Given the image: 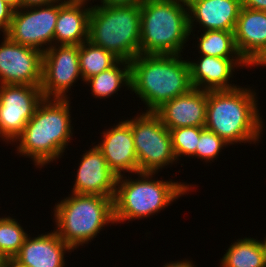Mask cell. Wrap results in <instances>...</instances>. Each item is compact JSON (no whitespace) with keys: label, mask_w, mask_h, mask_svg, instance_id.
I'll use <instances>...</instances> for the list:
<instances>
[{"label":"cell","mask_w":266,"mask_h":267,"mask_svg":"<svg viewBox=\"0 0 266 267\" xmlns=\"http://www.w3.org/2000/svg\"><path fill=\"white\" fill-rule=\"evenodd\" d=\"M69 108L68 98H44L14 140L15 143L19 141L17 153L31 157L37 168L59 159L73 136Z\"/></svg>","instance_id":"cell-1"},{"label":"cell","mask_w":266,"mask_h":267,"mask_svg":"<svg viewBox=\"0 0 266 267\" xmlns=\"http://www.w3.org/2000/svg\"><path fill=\"white\" fill-rule=\"evenodd\" d=\"M256 92L238 86L231 90L207 91L205 128L230 145L260 141L263 121Z\"/></svg>","instance_id":"cell-2"},{"label":"cell","mask_w":266,"mask_h":267,"mask_svg":"<svg viewBox=\"0 0 266 267\" xmlns=\"http://www.w3.org/2000/svg\"><path fill=\"white\" fill-rule=\"evenodd\" d=\"M181 56L139 54L130 61V90L144 102L146 112H155L165 102L193 88L189 63Z\"/></svg>","instance_id":"cell-3"},{"label":"cell","mask_w":266,"mask_h":267,"mask_svg":"<svg viewBox=\"0 0 266 267\" xmlns=\"http://www.w3.org/2000/svg\"><path fill=\"white\" fill-rule=\"evenodd\" d=\"M140 54L179 55L190 36L187 3L145 0L140 5Z\"/></svg>","instance_id":"cell-4"},{"label":"cell","mask_w":266,"mask_h":267,"mask_svg":"<svg viewBox=\"0 0 266 267\" xmlns=\"http://www.w3.org/2000/svg\"><path fill=\"white\" fill-rule=\"evenodd\" d=\"M139 178L117 177L113 199L114 222L150 217L192 190V185L151 179L157 173L138 172Z\"/></svg>","instance_id":"cell-5"},{"label":"cell","mask_w":266,"mask_h":267,"mask_svg":"<svg viewBox=\"0 0 266 267\" xmlns=\"http://www.w3.org/2000/svg\"><path fill=\"white\" fill-rule=\"evenodd\" d=\"M54 220L55 232L74 250L88 244L108 223H115L113 198L72 193L55 205Z\"/></svg>","instance_id":"cell-6"},{"label":"cell","mask_w":266,"mask_h":267,"mask_svg":"<svg viewBox=\"0 0 266 267\" xmlns=\"http://www.w3.org/2000/svg\"><path fill=\"white\" fill-rule=\"evenodd\" d=\"M140 5H93L89 16L88 41L132 61L140 54Z\"/></svg>","instance_id":"cell-7"},{"label":"cell","mask_w":266,"mask_h":267,"mask_svg":"<svg viewBox=\"0 0 266 267\" xmlns=\"http://www.w3.org/2000/svg\"><path fill=\"white\" fill-rule=\"evenodd\" d=\"M132 130L138 161V172L157 173L176 163L170 130L155 112H144L126 120Z\"/></svg>","instance_id":"cell-8"},{"label":"cell","mask_w":266,"mask_h":267,"mask_svg":"<svg viewBox=\"0 0 266 267\" xmlns=\"http://www.w3.org/2000/svg\"><path fill=\"white\" fill-rule=\"evenodd\" d=\"M58 14L59 1L47 5L19 8L14 10L10 28L5 35L15 43L44 53L54 45Z\"/></svg>","instance_id":"cell-9"},{"label":"cell","mask_w":266,"mask_h":267,"mask_svg":"<svg viewBox=\"0 0 266 267\" xmlns=\"http://www.w3.org/2000/svg\"><path fill=\"white\" fill-rule=\"evenodd\" d=\"M43 99L40 86L0 85V138L14 143Z\"/></svg>","instance_id":"cell-10"},{"label":"cell","mask_w":266,"mask_h":267,"mask_svg":"<svg viewBox=\"0 0 266 267\" xmlns=\"http://www.w3.org/2000/svg\"><path fill=\"white\" fill-rule=\"evenodd\" d=\"M82 79L78 45H53L43 53L41 91L44 98H69L67 92Z\"/></svg>","instance_id":"cell-11"},{"label":"cell","mask_w":266,"mask_h":267,"mask_svg":"<svg viewBox=\"0 0 266 267\" xmlns=\"http://www.w3.org/2000/svg\"><path fill=\"white\" fill-rule=\"evenodd\" d=\"M3 36L0 45V85L40 86L43 53Z\"/></svg>","instance_id":"cell-12"},{"label":"cell","mask_w":266,"mask_h":267,"mask_svg":"<svg viewBox=\"0 0 266 267\" xmlns=\"http://www.w3.org/2000/svg\"><path fill=\"white\" fill-rule=\"evenodd\" d=\"M71 193L102 195L114 199L117 176L110 170L97 146L82 155Z\"/></svg>","instance_id":"cell-13"},{"label":"cell","mask_w":266,"mask_h":267,"mask_svg":"<svg viewBox=\"0 0 266 267\" xmlns=\"http://www.w3.org/2000/svg\"><path fill=\"white\" fill-rule=\"evenodd\" d=\"M103 138L96 146L103 153L110 170L117 176L125 172L138 173V161L130 124L120 121L102 132Z\"/></svg>","instance_id":"cell-14"},{"label":"cell","mask_w":266,"mask_h":267,"mask_svg":"<svg viewBox=\"0 0 266 267\" xmlns=\"http://www.w3.org/2000/svg\"><path fill=\"white\" fill-rule=\"evenodd\" d=\"M234 41L238 53L251 68L266 52V11L242 6Z\"/></svg>","instance_id":"cell-15"},{"label":"cell","mask_w":266,"mask_h":267,"mask_svg":"<svg viewBox=\"0 0 266 267\" xmlns=\"http://www.w3.org/2000/svg\"><path fill=\"white\" fill-rule=\"evenodd\" d=\"M155 113L169 129L205 127L207 91L192 88L188 93L165 102Z\"/></svg>","instance_id":"cell-16"},{"label":"cell","mask_w":266,"mask_h":267,"mask_svg":"<svg viewBox=\"0 0 266 267\" xmlns=\"http://www.w3.org/2000/svg\"><path fill=\"white\" fill-rule=\"evenodd\" d=\"M189 30L194 22L204 27L202 31H233L242 7L241 0H190L187 2ZM196 20V21H195Z\"/></svg>","instance_id":"cell-17"},{"label":"cell","mask_w":266,"mask_h":267,"mask_svg":"<svg viewBox=\"0 0 266 267\" xmlns=\"http://www.w3.org/2000/svg\"><path fill=\"white\" fill-rule=\"evenodd\" d=\"M196 62L188 61L190 80L193 88L204 91L231 90L238 86L229 81L234 68L245 67L248 64L244 59H226L200 55Z\"/></svg>","instance_id":"cell-18"},{"label":"cell","mask_w":266,"mask_h":267,"mask_svg":"<svg viewBox=\"0 0 266 267\" xmlns=\"http://www.w3.org/2000/svg\"><path fill=\"white\" fill-rule=\"evenodd\" d=\"M72 250L54 230L34 238L28 235L14 259L25 267H65L64 254Z\"/></svg>","instance_id":"cell-19"},{"label":"cell","mask_w":266,"mask_h":267,"mask_svg":"<svg viewBox=\"0 0 266 267\" xmlns=\"http://www.w3.org/2000/svg\"><path fill=\"white\" fill-rule=\"evenodd\" d=\"M87 2L89 0H64V2L59 0L54 45L60 43L59 45L79 46L88 40L89 16L92 6L88 7Z\"/></svg>","instance_id":"cell-20"},{"label":"cell","mask_w":266,"mask_h":267,"mask_svg":"<svg viewBox=\"0 0 266 267\" xmlns=\"http://www.w3.org/2000/svg\"><path fill=\"white\" fill-rule=\"evenodd\" d=\"M220 267H266L262 240L241 238L233 242L223 255Z\"/></svg>","instance_id":"cell-21"},{"label":"cell","mask_w":266,"mask_h":267,"mask_svg":"<svg viewBox=\"0 0 266 267\" xmlns=\"http://www.w3.org/2000/svg\"><path fill=\"white\" fill-rule=\"evenodd\" d=\"M85 82L87 85H91L92 95L100 99L110 97L118 92L123 85L131 89L130 61L119 59L112 67Z\"/></svg>","instance_id":"cell-22"},{"label":"cell","mask_w":266,"mask_h":267,"mask_svg":"<svg viewBox=\"0 0 266 267\" xmlns=\"http://www.w3.org/2000/svg\"><path fill=\"white\" fill-rule=\"evenodd\" d=\"M119 58L111 51L85 41L79 45V65L82 75L81 81L100 74L112 67Z\"/></svg>","instance_id":"cell-23"},{"label":"cell","mask_w":266,"mask_h":267,"mask_svg":"<svg viewBox=\"0 0 266 267\" xmlns=\"http://www.w3.org/2000/svg\"><path fill=\"white\" fill-rule=\"evenodd\" d=\"M200 55L226 59H243L237 51L233 31H203L197 37Z\"/></svg>","instance_id":"cell-24"},{"label":"cell","mask_w":266,"mask_h":267,"mask_svg":"<svg viewBox=\"0 0 266 267\" xmlns=\"http://www.w3.org/2000/svg\"><path fill=\"white\" fill-rule=\"evenodd\" d=\"M28 234L14 218H0V260L14 258Z\"/></svg>","instance_id":"cell-25"},{"label":"cell","mask_w":266,"mask_h":267,"mask_svg":"<svg viewBox=\"0 0 266 267\" xmlns=\"http://www.w3.org/2000/svg\"><path fill=\"white\" fill-rule=\"evenodd\" d=\"M203 127H180L170 130L172 139V149L176 160L179 157H195L198 139Z\"/></svg>","instance_id":"cell-26"},{"label":"cell","mask_w":266,"mask_h":267,"mask_svg":"<svg viewBox=\"0 0 266 267\" xmlns=\"http://www.w3.org/2000/svg\"><path fill=\"white\" fill-rule=\"evenodd\" d=\"M228 145L229 144L217 134L203 127L196 147V157L204 161L206 160L205 162H213V160L219 156L218 154L221 152V149Z\"/></svg>","instance_id":"cell-27"},{"label":"cell","mask_w":266,"mask_h":267,"mask_svg":"<svg viewBox=\"0 0 266 267\" xmlns=\"http://www.w3.org/2000/svg\"><path fill=\"white\" fill-rule=\"evenodd\" d=\"M14 9L5 3L3 0H0V31L5 35L12 21Z\"/></svg>","instance_id":"cell-28"},{"label":"cell","mask_w":266,"mask_h":267,"mask_svg":"<svg viewBox=\"0 0 266 267\" xmlns=\"http://www.w3.org/2000/svg\"><path fill=\"white\" fill-rule=\"evenodd\" d=\"M145 0H100V5L105 6H123V5H141Z\"/></svg>","instance_id":"cell-29"},{"label":"cell","mask_w":266,"mask_h":267,"mask_svg":"<svg viewBox=\"0 0 266 267\" xmlns=\"http://www.w3.org/2000/svg\"><path fill=\"white\" fill-rule=\"evenodd\" d=\"M242 6L253 10H266V0H241Z\"/></svg>","instance_id":"cell-30"},{"label":"cell","mask_w":266,"mask_h":267,"mask_svg":"<svg viewBox=\"0 0 266 267\" xmlns=\"http://www.w3.org/2000/svg\"><path fill=\"white\" fill-rule=\"evenodd\" d=\"M59 0H22V7H34L40 5H47Z\"/></svg>","instance_id":"cell-31"},{"label":"cell","mask_w":266,"mask_h":267,"mask_svg":"<svg viewBox=\"0 0 266 267\" xmlns=\"http://www.w3.org/2000/svg\"><path fill=\"white\" fill-rule=\"evenodd\" d=\"M193 262L190 260H182V261H172L169 263H166L163 267H195Z\"/></svg>","instance_id":"cell-32"},{"label":"cell","mask_w":266,"mask_h":267,"mask_svg":"<svg viewBox=\"0 0 266 267\" xmlns=\"http://www.w3.org/2000/svg\"><path fill=\"white\" fill-rule=\"evenodd\" d=\"M0 265L2 267H25L24 265L16 261L14 258L2 259L0 260Z\"/></svg>","instance_id":"cell-33"},{"label":"cell","mask_w":266,"mask_h":267,"mask_svg":"<svg viewBox=\"0 0 266 267\" xmlns=\"http://www.w3.org/2000/svg\"><path fill=\"white\" fill-rule=\"evenodd\" d=\"M9 6H11L14 10L22 8V0H3Z\"/></svg>","instance_id":"cell-34"},{"label":"cell","mask_w":266,"mask_h":267,"mask_svg":"<svg viewBox=\"0 0 266 267\" xmlns=\"http://www.w3.org/2000/svg\"><path fill=\"white\" fill-rule=\"evenodd\" d=\"M258 65H260V66H266V52H265V54L254 64V66H258Z\"/></svg>","instance_id":"cell-35"},{"label":"cell","mask_w":266,"mask_h":267,"mask_svg":"<svg viewBox=\"0 0 266 267\" xmlns=\"http://www.w3.org/2000/svg\"><path fill=\"white\" fill-rule=\"evenodd\" d=\"M265 247V253H266V238L262 241Z\"/></svg>","instance_id":"cell-36"}]
</instances>
